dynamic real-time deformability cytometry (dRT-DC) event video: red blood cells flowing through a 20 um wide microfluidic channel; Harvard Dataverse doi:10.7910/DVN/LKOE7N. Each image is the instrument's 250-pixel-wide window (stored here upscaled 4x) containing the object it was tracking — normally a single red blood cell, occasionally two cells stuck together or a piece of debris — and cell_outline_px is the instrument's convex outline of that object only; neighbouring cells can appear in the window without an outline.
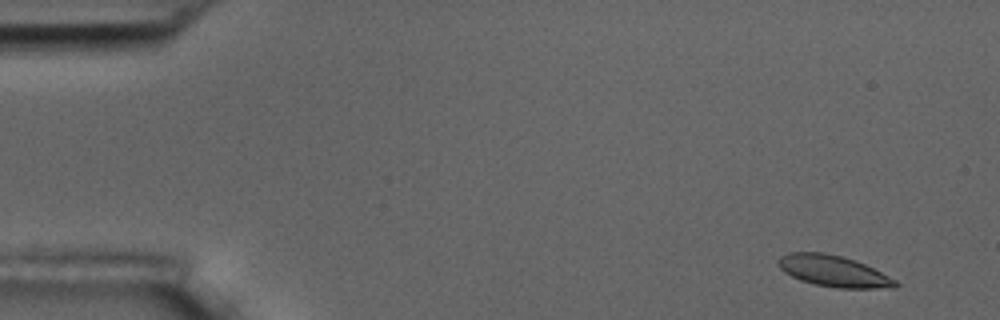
{"species": "common noctule bat (a hibernating species)", "species_latin": "Nyctalus noctula", "temperature_condition": "room temperature", "stored_images_in_passage": 5, "camera_frame_rate_fps": 3000, "um_per_image_px": 0.085, "animal": {"sex": "male", "body_mass_g": 17.5, "forearm_length_mm": 52.3}, "frame": {"image": 1, "passage_image": 1, "time_ms": 0.0, "image_size_px": [1000, 320], "cell_outline_px": [[900, 284], [896, 288], [836, 288], [816, 284], [800, 280], [784, 272], [780, 268], [776, 260], [780, 256], [788, 252], [824, 252], [856, 260], [896, 280]], "centroid_in_image_um": [70.83, 23.04], "position_along_channel_um": 14.2, "area_um2": 21.33}}
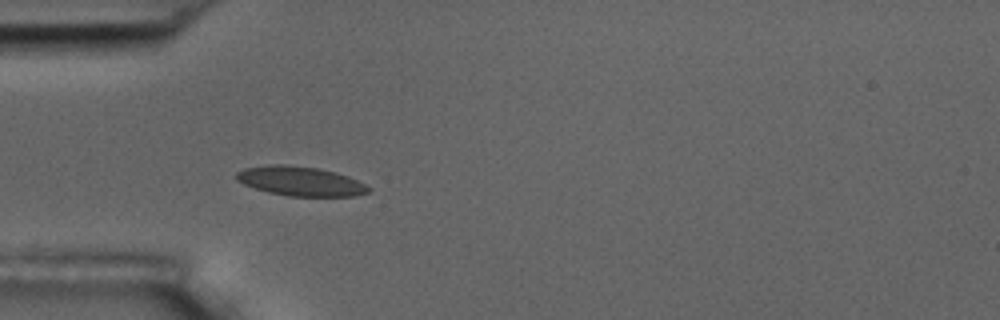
{"frame": {"image": 2, "passage_image": 5, "time_ms": 4.333, "image_size_px": [1000, 320], "cell_outline_px": [[372, 188], [368, 192], [356, 196], [288, 196], [268, 192], [244, 184], [236, 180], [236, 172], [244, 168], [268, 164], [284, 164], [316, 168], [336, 172], [348, 176]], "centroid_in_image_um": [25.52, 15.4], "position_along_channel_um": 59.5, "area_um2": 22.6}}